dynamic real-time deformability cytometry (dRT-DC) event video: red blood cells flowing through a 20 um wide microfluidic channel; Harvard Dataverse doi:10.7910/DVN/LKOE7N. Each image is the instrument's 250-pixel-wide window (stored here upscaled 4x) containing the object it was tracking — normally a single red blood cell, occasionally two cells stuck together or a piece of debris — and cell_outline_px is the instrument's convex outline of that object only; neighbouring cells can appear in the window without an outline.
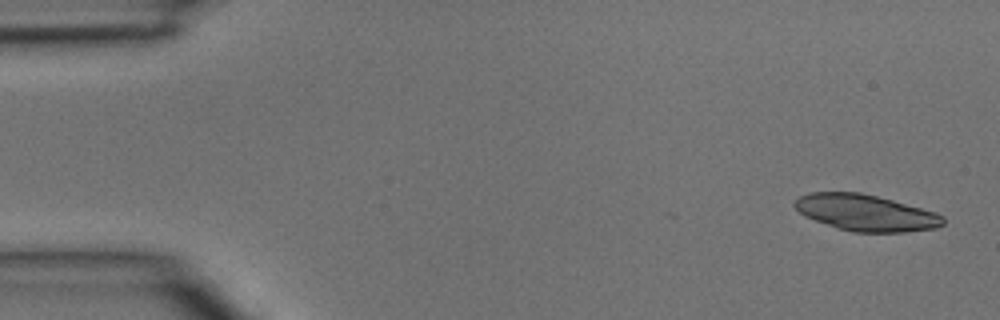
{"species": "common noctule bat (a hibernating species)", "species_latin": "Nyctalus noctula", "temperature_condition": "room temperature", "stored_images_in_passage": 3, "camera_frame_rate_fps": 3000, "um_per_image_px": 0.085, "animal": {"sex": "male", "body_mass_g": 15.6}, "frame": {"image": 1, "passage_image": 1, "time_ms": 0.0, "image_size_px": [1000, 320], "cell_outline_px": [[944, 224], [936, 228], [904, 232], [852, 232], [836, 228], [804, 216], [792, 204], [800, 196], [812, 192], [860, 192], [892, 200], [936, 212], [944, 216]], "centroid_in_image_um": [73.59, 18.09], "position_along_channel_um": 11.4, "area_um2": 31.39}}